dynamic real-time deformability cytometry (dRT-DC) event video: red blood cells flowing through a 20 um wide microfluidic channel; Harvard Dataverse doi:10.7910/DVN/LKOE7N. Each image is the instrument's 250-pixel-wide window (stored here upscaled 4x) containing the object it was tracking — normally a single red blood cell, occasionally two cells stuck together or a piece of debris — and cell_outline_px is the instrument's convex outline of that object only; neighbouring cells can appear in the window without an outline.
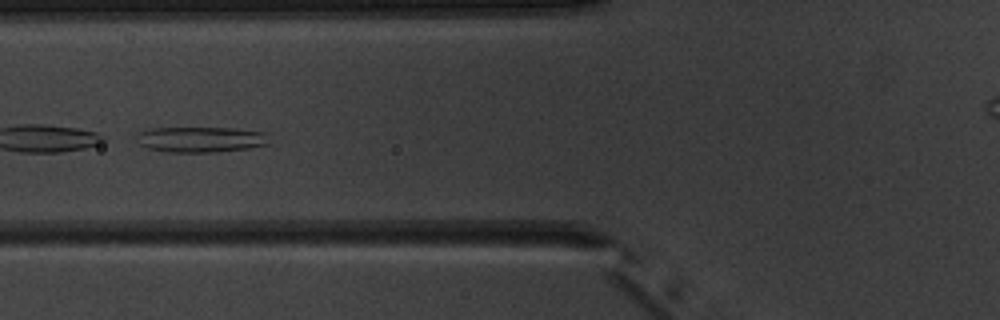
{"species": "common noctule bat (a hibernating species)", "species_latin": "Nyctalus noctula", "temperature_condition": "warm", "stored_images_in_passage": 8, "camera_frame_rate_fps": 3000, "um_per_image_px": 0.085, "animal": {"sex": "male", "body_mass_g": 20.1, "forearm_length_mm": 53.5}, "frame": {"image": 1, "passage_image": 4, "time_ms": 5.0, "image_size_px": [1000, 320], "cell_outline_px": [[268, 144], [248, 148], [216, 152], [168, 152], [148, 148], [140, 144], [136, 136], [140, 132], [148, 128], [232, 128], [268, 132]], "centroid_in_image_um": [17.09, 11.85], "position_along_channel_um": 108.7, "area_um2": 19.77}}
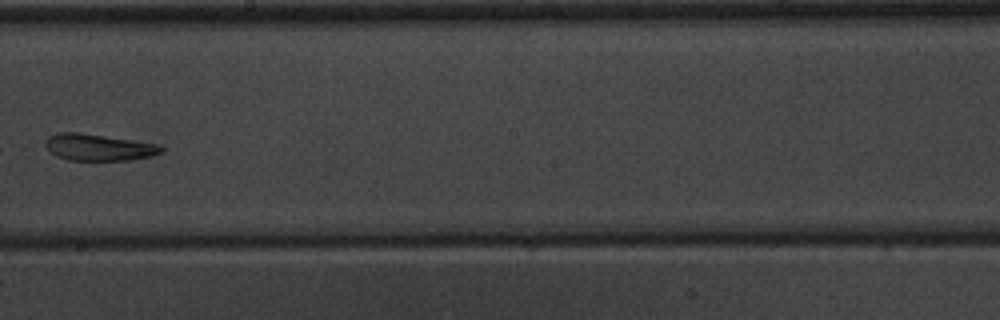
{"frame": {"image": 2, "passage_image": 7, "time_ms": 8.333, "image_size_px": [1000, 320], "cell_outline_px": [[164, 148], [160, 152], [148, 156], [128, 160], [68, 160], [56, 156], [48, 152], [44, 144], [48, 136], [56, 132], [76, 132], [160, 144]], "centroid_in_image_um": [8.3, 12.52], "position_along_channel_um": 239.9, "area_um2": 17.92}}
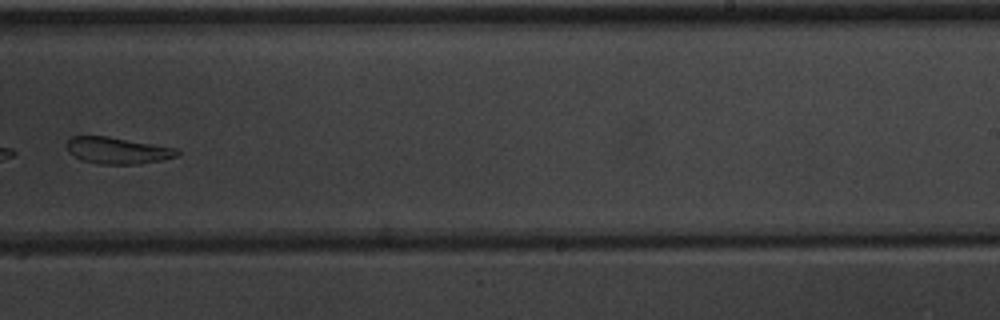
{"frame": {"image": 3, "passage_image": 8, "time_ms": 9.333, "image_size_px": [1000, 320], "cell_outline_px": [[180, 152], [176, 156], [160, 160], [140, 164], [100, 164], [80, 160], [68, 152], [68, 140], [72, 136], [108, 136], [176, 148]], "centroid_in_image_um": [9.97, 12.79], "position_along_channel_um": 279.0, "area_um2": 16.99}}